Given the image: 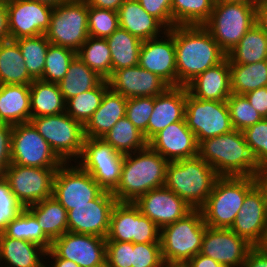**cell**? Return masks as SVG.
I'll return each instance as SVG.
<instances>
[{"label": "cell", "instance_id": "obj_1", "mask_svg": "<svg viewBox=\"0 0 267 267\" xmlns=\"http://www.w3.org/2000/svg\"><path fill=\"white\" fill-rule=\"evenodd\" d=\"M167 31L174 38L177 87L186 86L227 57L203 25H176Z\"/></svg>", "mask_w": 267, "mask_h": 267}, {"label": "cell", "instance_id": "obj_2", "mask_svg": "<svg viewBox=\"0 0 267 267\" xmlns=\"http://www.w3.org/2000/svg\"><path fill=\"white\" fill-rule=\"evenodd\" d=\"M167 164L149 145L125 154L120 182L112 192L117 202H134L148 191L165 186Z\"/></svg>", "mask_w": 267, "mask_h": 267}, {"label": "cell", "instance_id": "obj_3", "mask_svg": "<svg viewBox=\"0 0 267 267\" xmlns=\"http://www.w3.org/2000/svg\"><path fill=\"white\" fill-rule=\"evenodd\" d=\"M198 156L219 176L252 177L258 167L242 131L236 129L202 141Z\"/></svg>", "mask_w": 267, "mask_h": 267}, {"label": "cell", "instance_id": "obj_4", "mask_svg": "<svg viewBox=\"0 0 267 267\" xmlns=\"http://www.w3.org/2000/svg\"><path fill=\"white\" fill-rule=\"evenodd\" d=\"M220 176L199 156L168 162L165 186L193 209H200Z\"/></svg>", "mask_w": 267, "mask_h": 267}, {"label": "cell", "instance_id": "obj_5", "mask_svg": "<svg viewBox=\"0 0 267 267\" xmlns=\"http://www.w3.org/2000/svg\"><path fill=\"white\" fill-rule=\"evenodd\" d=\"M206 230L201 209H192L180 220L160 229L162 259L166 267H183L202 248Z\"/></svg>", "mask_w": 267, "mask_h": 267}, {"label": "cell", "instance_id": "obj_6", "mask_svg": "<svg viewBox=\"0 0 267 267\" xmlns=\"http://www.w3.org/2000/svg\"><path fill=\"white\" fill-rule=\"evenodd\" d=\"M254 186L252 177L220 176L206 203L200 208L206 226L229 229L246 194Z\"/></svg>", "mask_w": 267, "mask_h": 267}, {"label": "cell", "instance_id": "obj_7", "mask_svg": "<svg viewBox=\"0 0 267 267\" xmlns=\"http://www.w3.org/2000/svg\"><path fill=\"white\" fill-rule=\"evenodd\" d=\"M254 24L255 3L215 2L209 20L203 26L228 54Z\"/></svg>", "mask_w": 267, "mask_h": 267}, {"label": "cell", "instance_id": "obj_8", "mask_svg": "<svg viewBox=\"0 0 267 267\" xmlns=\"http://www.w3.org/2000/svg\"><path fill=\"white\" fill-rule=\"evenodd\" d=\"M30 122L64 163L77 161L84 144V126L66 112L31 118ZM78 158V159H77Z\"/></svg>", "mask_w": 267, "mask_h": 267}, {"label": "cell", "instance_id": "obj_9", "mask_svg": "<svg viewBox=\"0 0 267 267\" xmlns=\"http://www.w3.org/2000/svg\"><path fill=\"white\" fill-rule=\"evenodd\" d=\"M45 36L50 44L77 52L89 37L86 1L72 0L54 7Z\"/></svg>", "mask_w": 267, "mask_h": 267}, {"label": "cell", "instance_id": "obj_10", "mask_svg": "<svg viewBox=\"0 0 267 267\" xmlns=\"http://www.w3.org/2000/svg\"><path fill=\"white\" fill-rule=\"evenodd\" d=\"M124 157L102 138H84L81 161L74 162L87 171L104 191L113 192L120 182Z\"/></svg>", "mask_w": 267, "mask_h": 267}, {"label": "cell", "instance_id": "obj_11", "mask_svg": "<svg viewBox=\"0 0 267 267\" xmlns=\"http://www.w3.org/2000/svg\"><path fill=\"white\" fill-rule=\"evenodd\" d=\"M185 121L194 133L198 145L209 138L233 130L227 101L203 100L193 97L187 90Z\"/></svg>", "mask_w": 267, "mask_h": 267}, {"label": "cell", "instance_id": "obj_12", "mask_svg": "<svg viewBox=\"0 0 267 267\" xmlns=\"http://www.w3.org/2000/svg\"><path fill=\"white\" fill-rule=\"evenodd\" d=\"M106 241L160 242V228L144 216L133 202H117L111 212Z\"/></svg>", "mask_w": 267, "mask_h": 267}, {"label": "cell", "instance_id": "obj_13", "mask_svg": "<svg viewBox=\"0 0 267 267\" xmlns=\"http://www.w3.org/2000/svg\"><path fill=\"white\" fill-rule=\"evenodd\" d=\"M11 163L39 168H59L64 162L31 122L13 125Z\"/></svg>", "mask_w": 267, "mask_h": 267}, {"label": "cell", "instance_id": "obj_14", "mask_svg": "<svg viewBox=\"0 0 267 267\" xmlns=\"http://www.w3.org/2000/svg\"><path fill=\"white\" fill-rule=\"evenodd\" d=\"M58 168H39L11 163L4 172L11 192L24 208L53 196Z\"/></svg>", "mask_w": 267, "mask_h": 267}, {"label": "cell", "instance_id": "obj_15", "mask_svg": "<svg viewBox=\"0 0 267 267\" xmlns=\"http://www.w3.org/2000/svg\"><path fill=\"white\" fill-rule=\"evenodd\" d=\"M104 190L78 164L63 163L56 171L53 196L67 210L74 206L89 204Z\"/></svg>", "mask_w": 267, "mask_h": 267}, {"label": "cell", "instance_id": "obj_16", "mask_svg": "<svg viewBox=\"0 0 267 267\" xmlns=\"http://www.w3.org/2000/svg\"><path fill=\"white\" fill-rule=\"evenodd\" d=\"M117 203L112 192L103 191L89 204L74 206L67 211L68 231L106 238L110 227V217Z\"/></svg>", "mask_w": 267, "mask_h": 267}, {"label": "cell", "instance_id": "obj_17", "mask_svg": "<svg viewBox=\"0 0 267 267\" xmlns=\"http://www.w3.org/2000/svg\"><path fill=\"white\" fill-rule=\"evenodd\" d=\"M6 8L10 40L45 34L54 9L32 0H13L6 4Z\"/></svg>", "mask_w": 267, "mask_h": 267}, {"label": "cell", "instance_id": "obj_18", "mask_svg": "<svg viewBox=\"0 0 267 267\" xmlns=\"http://www.w3.org/2000/svg\"><path fill=\"white\" fill-rule=\"evenodd\" d=\"M51 250L80 267H106V238L67 231L52 242Z\"/></svg>", "mask_w": 267, "mask_h": 267}, {"label": "cell", "instance_id": "obj_19", "mask_svg": "<svg viewBox=\"0 0 267 267\" xmlns=\"http://www.w3.org/2000/svg\"><path fill=\"white\" fill-rule=\"evenodd\" d=\"M253 247L246 239L239 237L230 229L206 226L200 253L225 267H243Z\"/></svg>", "mask_w": 267, "mask_h": 267}, {"label": "cell", "instance_id": "obj_20", "mask_svg": "<svg viewBox=\"0 0 267 267\" xmlns=\"http://www.w3.org/2000/svg\"><path fill=\"white\" fill-rule=\"evenodd\" d=\"M160 229L183 218L193 208L166 186L152 189L133 202Z\"/></svg>", "mask_w": 267, "mask_h": 267}, {"label": "cell", "instance_id": "obj_21", "mask_svg": "<svg viewBox=\"0 0 267 267\" xmlns=\"http://www.w3.org/2000/svg\"><path fill=\"white\" fill-rule=\"evenodd\" d=\"M162 38L157 37L142 42L138 65L156 74L170 87H177L174 38L168 31Z\"/></svg>", "mask_w": 267, "mask_h": 267}, {"label": "cell", "instance_id": "obj_22", "mask_svg": "<svg viewBox=\"0 0 267 267\" xmlns=\"http://www.w3.org/2000/svg\"><path fill=\"white\" fill-rule=\"evenodd\" d=\"M253 246H261L267 233V205L261 192L254 186L229 228Z\"/></svg>", "mask_w": 267, "mask_h": 267}, {"label": "cell", "instance_id": "obj_23", "mask_svg": "<svg viewBox=\"0 0 267 267\" xmlns=\"http://www.w3.org/2000/svg\"><path fill=\"white\" fill-rule=\"evenodd\" d=\"M109 87L125 98L155 97L170 86L156 74L137 65L116 70L108 79Z\"/></svg>", "mask_w": 267, "mask_h": 267}, {"label": "cell", "instance_id": "obj_24", "mask_svg": "<svg viewBox=\"0 0 267 267\" xmlns=\"http://www.w3.org/2000/svg\"><path fill=\"white\" fill-rule=\"evenodd\" d=\"M148 145L168 162L198 156V143L185 118L158 132Z\"/></svg>", "mask_w": 267, "mask_h": 267}, {"label": "cell", "instance_id": "obj_25", "mask_svg": "<svg viewBox=\"0 0 267 267\" xmlns=\"http://www.w3.org/2000/svg\"><path fill=\"white\" fill-rule=\"evenodd\" d=\"M186 86L169 87L154 97V109L147 125V142L169 124L185 118Z\"/></svg>", "mask_w": 267, "mask_h": 267}, {"label": "cell", "instance_id": "obj_26", "mask_svg": "<svg viewBox=\"0 0 267 267\" xmlns=\"http://www.w3.org/2000/svg\"><path fill=\"white\" fill-rule=\"evenodd\" d=\"M186 88L198 99L227 101L232 94L229 59L226 57L219 64L197 75Z\"/></svg>", "mask_w": 267, "mask_h": 267}, {"label": "cell", "instance_id": "obj_27", "mask_svg": "<svg viewBox=\"0 0 267 267\" xmlns=\"http://www.w3.org/2000/svg\"><path fill=\"white\" fill-rule=\"evenodd\" d=\"M118 17L120 28L142 41L161 37L159 34L167 31V28L148 14L137 0H125L118 10Z\"/></svg>", "mask_w": 267, "mask_h": 267}, {"label": "cell", "instance_id": "obj_28", "mask_svg": "<svg viewBox=\"0 0 267 267\" xmlns=\"http://www.w3.org/2000/svg\"><path fill=\"white\" fill-rule=\"evenodd\" d=\"M127 98L109 88L100 106L84 125L85 138H102L114 124L126 116Z\"/></svg>", "mask_w": 267, "mask_h": 267}, {"label": "cell", "instance_id": "obj_29", "mask_svg": "<svg viewBox=\"0 0 267 267\" xmlns=\"http://www.w3.org/2000/svg\"><path fill=\"white\" fill-rule=\"evenodd\" d=\"M45 257L46 250L43 247L27 240L9 238L3 232L0 233V267H45L47 264L43 261ZM1 262L4 265L1 266Z\"/></svg>", "mask_w": 267, "mask_h": 267}, {"label": "cell", "instance_id": "obj_30", "mask_svg": "<svg viewBox=\"0 0 267 267\" xmlns=\"http://www.w3.org/2000/svg\"><path fill=\"white\" fill-rule=\"evenodd\" d=\"M30 119V85L0 84V122L13 126Z\"/></svg>", "mask_w": 267, "mask_h": 267}, {"label": "cell", "instance_id": "obj_31", "mask_svg": "<svg viewBox=\"0 0 267 267\" xmlns=\"http://www.w3.org/2000/svg\"><path fill=\"white\" fill-rule=\"evenodd\" d=\"M31 118L65 112L66 101L57 83L34 79L30 84Z\"/></svg>", "mask_w": 267, "mask_h": 267}, {"label": "cell", "instance_id": "obj_32", "mask_svg": "<svg viewBox=\"0 0 267 267\" xmlns=\"http://www.w3.org/2000/svg\"><path fill=\"white\" fill-rule=\"evenodd\" d=\"M26 208L37 218L44 234L52 242L68 231L67 210L54 196Z\"/></svg>", "mask_w": 267, "mask_h": 267}, {"label": "cell", "instance_id": "obj_33", "mask_svg": "<svg viewBox=\"0 0 267 267\" xmlns=\"http://www.w3.org/2000/svg\"><path fill=\"white\" fill-rule=\"evenodd\" d=\"M33 81L18 44L10 39L0 42V84L30 85Z\"/></svg>", "mask_w": 267, "mask_h": 267}, {"label": "cell", "instance_id": "obj_34", "mask_svg": "<svg viewBox=\"0 0 267 267\" xmlns=\"http://www.w3.org/2000/svg\"><path fill=\"white\" fill-rule=\"evenodd\" d=\"M112 59V74L119 69L138 65L142 40L118 28L106 38Z\"/></svg>", "mask_w": 267, "mask_h": 267}, {"label": "cell", "instance_id": "obj_35", "mask_svg": "<svg viewBox=\"0 0 267 267\" xmlns=\"http://www.w3.org/2000/svg\"><path fill=\"white\" fill-rule=\"evenodd\" d=\"M229 64H251L267 60V34L254 24L227 54Z\"/></svg>", "mask_w": 267, "mask_h": 267}, {"label": "cell", "instance_id": "obj_36", "mask_svg": "<svg viewBox=\"0 0 267 267\" xmlns=\"http://www.w3.org/2000/svg\"><path fill=\"white\" fill-rule=\"evenodd\" d=\"M104 79L77 56L71 61L64 78L58 83L65 101L97 87Z\"/></svg>", "mask_w": 267, "mask_h": 267}, {"label": "cell", "instance_id": "obj_37", "mask_svg": "<svg viewBox=\"0 0 267 267\" xmlns=\"http://www.w3.org/2000/svg\"><path fill=\"white\" fill-rule=\"evenodd\" d=\"M231 91L244 95L267 86V60L251 64H229Z\"/></svg>", "mask_w": 267, "mask_h": 267}, {"label": "cell", "instance_id": "obj_38", "mask_svg": "<svg viewBox=\"0 0 267 267\" xmlns=\"http://www.w3.org/2000/svg\"><path fill=\"white\" fill-rule=\"evenodd\" d=\"M102 139L124 155L144 149L148 145L143 133L126 116L119 119Z\"/></svg>", "mask_w": 267, "mask_h": 267}, {"label": "cell", "instance_id": "obj_39", "mask_svg": "<svg viewBox=\"0 0 267 267\" xmlns=\"http://www.w3.org/2000/svg\"><path fill=\"white\" fill-rule=\"evenodd\" d=\"M76 54L86 66L104 80L112 76V59L106 38L89 36Z\"/></svg>", "mask_w": 267, "mask_h": 267}, {"label": "cell", "instance_id": "obj_40", "mask_svg": "<svg viewBox=\"0 0 267 267\" xmlns=\"http://www.w3.org/2000/svg\"><path fill=\"white\" fill-rule=\"evenodd\" d=\"M3 233L9 238L35 243L46 251L51 249L52 241L44 234L37 218L27 208L7 224Z\"/></svg>", "mask_w": 267, "mask_h": 267}, {"label": "cell", "instance_id": "obj_41", "mask_svg": "<svg viewBox=\"0 0 267 267\" xmlns=\"http://www.w3.org/2000/svg\"><path fill=\"white\" fill-rule=\"evenodd\" d=\"M215 0H171L173 27L204 25L210 18Z\"/></svg>", "mask_w": 267, "mask_h": 267}, {"label": "cell", "instance_id": "obj_42", "mask_svg": "<svg viewBox=\"0 0 267 267\" xmlns=\"http://www.w3.org/2000/svg\"><path fill=\"white\" fill-rule=\"evenodd\" d=\"M109 88L108 80H103L97 87L68 99L65 112L84 126L100 106Z\"/></svg>", "mask_w": 267, "mask_h": 267}, {"label": "cell", "instance_id": "obj_43", "mask_svg": "<svg viewBox=\"0 0 267 267\" xmlns=\"http://www.w3.org/2000/svg\"><path fill=\"white\" fill-rule=\"evenodd\" d=\"M14 41L22 53L29 75L33 79H40L43 75L46 53L50 44L45 34Z\"/></svg>", "mask_w": 267, "mask_h": 267}, {"label": "cell", "instance_id": "obj_44", "mask_svg": "<svg viewBox=\"0 0 267 267\" xmlns=\"http://www.w3.org/2000/svg\"><path fill=\"white\" fill-rule=\"evenodd\" d=\"M76 56V52L72 49L49 44L43 75L40 79L58 84L66 75L71 61Z\"/></svg>", "mask_w": 267, "mask_h": 267}, {"label": "cell", "instance_id": "obj_45", "mask_svg": "<svg viewBox=\"0 0 267 267\" xmlns=\"http://www.w3.org/2000/svg\"><path fill=\"white\" fill-rule=\"evenodd\" d=\"M227 106L233 129L243 131L263 119L244 95L232 93L227 99Z\"/></svg>", "mask_w": 267, "mask_h": 267}, {"label": "cell", "instance_id": "obj_46", "mask_svg": "<svg viewBox=\"0 0 267 267\" xmlns=\"http://www.w3.org/2000/svg\"><path fill=\"white\" fill-rule=\"evenodd\" d=\"M120 27L118 12L88 6V33L95 38H107Z\"/></svg>", "mask_w": 267, "mask_h": 267}, {"label": "cell", "instance_id": "obj_47", "mask_svg": "<svg viewBox=\"0 0 267 267\" xmlns=\"http://www.w3.org/2000/svg\"><path fill=\"white\" fill-rule=\"evenodd\" d=\"M257 165L267 164V118L242 131Z\"/></svg>", "mask_w": 267, "mask_h": 267}, {"label": "cell", "instance_id": "obj_48", "mask_svg": "<svg viewBox=\"0 0 267 267\" xmlns=\"http://www.w3.org/2000/svg\"><path fill=\"white\" fill-rule=\"evenodd\" d=\"M154 109V97L127 99L126 117L139 129L147 141V125Z\"/></svg>", "mask_w": 267, "mask_h": 267}, {"label": "cell", "instance_id": "obj_49", "mask_svg": "<svg viewBox=\"0 0 267 267\" xmlns=\"http://www.w3.org/2000/svg\"><path fill=\"white\" fill-rule=\"evenodd\" d=\"M132 267H166L160 242L132 243Z\"/></svg>", "mask_w": 267, "mask_h": 267}, {"label": "cell", "instance_id": "obj_50", "mask_svg": "<svg viewBox=\"0 0 267 267\" xmlns=\"http://www.w3.org/2000/svg\"><path fill=\"white\" fill-rule=\"evenodd\" d=\"M23 209V205L11 192L7 180L4 177L0 178V233Z\"/></svg>", "mask_w": 267, "mask_h": 267}, {"label": "cell", "instance_id": "obj_51", "mask_svg": "<svg viewBox=\"0 0 267 267\" xmlns=\"http://www.w3.org/2000/svg\"><path fill=\"white\" fill-rule=\"evenodd\" d=\"M132 242L106 241V267H132Z\"/></svg>", "mask_w": 267, "mask_h": 267}, {"label": "cell", "instance_id": "obj_52", "mask_svg": "<svg viewBox=\"0 0 267 267\" xmlns=\"http://www.w3.org/2000/svg\"><path fill=\"white\" fill-rule=\"evenodd\" d=\"M143 9L158 19L166 28L173 27L171 0H137Z\"/></svg>", "mask_w": 267, "mask_h": 267}, {"label": "cell", "instance_id": "obj_53", "mask_svg": "<svg viewBox=\"0 0 267 267\" xmlns=\"http://www.w3.org/2000/svg\"><path fill=\"white\" fill-rule=\"evenodd\" d=\"M12 130V125L0 122V161L6 167L11 164Z\"/></svg>", "mask_w": 267, "mask_h": 267}, {"label": "cell", "instance_id": "obj_54", "mask_svg": "<svg viewBox=\"0 0 267 267\" xmlns=\"http://www.w3.org/2000/svg\"><path fill=\"white\" fill-rule=\"evenodd\" d=\"M244 96L263 118H267V86L247 92Z\"/></svg>", "mask_w": 267, "mask_h": 267}, {"label": "cell", "instance_id": "obj_55", "mask_svg": "<svg viewBox=\"0 0 267 267\" xmlns=\"http://www.w3.org/2000/svg\"><path fill=\"white\" fill-rule=\"evenodd\" d=\"M243 267H267V251L261 246H254L249 251Z\"/></svg>", "mask_w": 267, "mask_h": 267}, {"label": "cell", "instance_id": "obj_56", "mask_svg": "<svg viewBox=\"0 0 267 267\" xmlns=\"http://www.w3.org/2000/svg\"><path fill=\"white\" fill-rule=\"evenodd\" d=\"M255 187L261 192L267 205V164L259 165L253 176Z\"/></svg>", "mask_w": 267, "mask_h": 267}, {"label": "cell", "instance_id": "obj_57", "mask_svg": "<svg viewBox=\"0 0 267 267\" xmlns=\"http://www.w3.org/2000/svg\"><path fill=\"white\" fill-rule=\"evenodd\" d=\"M183 267H225L214 259L200 252L192 257Z\"/></svg>", "mask_w": 267, "mask_h": 267}, {"label": "cell", "instance_id": "obj_58", "mask_svg": "<svg viewBox=\"0 0 267 267\" xmlns=\"http://www.w3.org/2000/svg\"><path fill=\"white\" fill-rule=\"evenodd\" d=\"M88 6L108 9L118 12L125 0H85Z\"/></svg>", "mask_w": 267, "mask_h": 267}, {"label": "cell", "instance_id": "obj_59", "mask_svg": "<svg viewBox=\"0 0 267 267\" xmlns=\"http://www.w3.org/2000/svg\"><path fill=\"white\" fill-rule=\"evenodd\" d=\"M9 40L8 12L6 4L0 3V42Z\"/></svg>", "mask_w": 267, "mask_h": 267}, {"label": "cell", "instance_id": "obj_60", "mask_svg": "<svg viewBox=\"0 0 267 267\" xmlns=\"http://www.w3.org/2000/svg\"><path fill=\"white\" fill-rule=\"evenodd\" d=\"M256 24L267 34V3L256 4Z\"/></svg>", "mask_w": 267, "mask_h": 267}, {"label": "cell", "instance_id": "obj_61", "mask_svg": "<svg viewBox=\"0 0 267 267\" xmlns=\"http://www.w3.org/2000/svg\"><path fill=\"white\" fill-rule=\"evenodd\" d=\"M46 256L51 257V259H53V265L50 267H80L73 261L59 258L51 249L46 251ZM45 267H48V264Z\"/></svg>", "mask_w": 267, "mask_h": 267}, {"label": "cell", "instance_id": "obj_62", "mask_svg": "<svg viewBox=\"0 0 267 267\" xmlns=\"http://www.w3.org/2000/svg\"><path fill=\"white\" fill-rule=\"evenodd\" d=\"M32 1L44 3V4H47V5H49V6L54 8V7L58 6V5L70 2L72 0H32Z\"/></svg>", "mask_w": 267, "mask_h": 267}, {"label": "cell", "instance_id": "obj_63", "mask_svg": "<svg viewBox=\"0 0 267 267\" xmlns=\"http://www.w3.org/2000/svg\"><path fill=\"white\" fill-rule=\"evenodd\" d=\"M215 2H250V3H255V0H215Z\"/></svg>", "mask_w": 267, "mask_h": 267}, {"label": "cell", "instance_id": "obj_64", "mask_svg": "<svg viewBox=\"0 0 267 267\" xmlns=\"http://www.w3.org/2000/svg\"><path fill=\"white\" fill-rule=\"evenodd\" d=\"M7 167L0 161V178L4 177V172Z\"/></svg>", "mask_w": 267, "mask_h": 267}, {"label": "cell", "instance_id": "obj_65", "mask_svg": "<svg viewBox=\"0 0 267 267\" xmlns=\"http://www.w3.org/2000/svg\"><path fill=\"white\" fill-rule=\"evenodd\" d=\"M261 247H262L265 251H267V233H266L265 239H264V241H263Z\"/></svg>", "mask_w": 267, "mask_h": 267}, {"label": "cell", "instance_id": "obj_66", "mask_svg": "<svg viewBox=\"0 0 267 267\" xmlns=\"http://www.w3.org/2000/svg\"><path fill=\"white\" fill-rule=\"evenodd\" d=\"M267 0H255V4H266Z\"/></svg>", "mask_w": 267, "mask_h": 267}, {"label": "cell", "instance_id": "obj_67", "mask_svg": "<svg viewBox=\"0 0 267 267\" xmlns=\"http://www.w3.org/2000/svg\"><path fill=\"white\" fill-rule=\"evenodd\" d=\"M11 1H13V0H0V3L8 4Z\"/></svg>", "mask_w": 267, "mask_h": 267}]
</instances>
